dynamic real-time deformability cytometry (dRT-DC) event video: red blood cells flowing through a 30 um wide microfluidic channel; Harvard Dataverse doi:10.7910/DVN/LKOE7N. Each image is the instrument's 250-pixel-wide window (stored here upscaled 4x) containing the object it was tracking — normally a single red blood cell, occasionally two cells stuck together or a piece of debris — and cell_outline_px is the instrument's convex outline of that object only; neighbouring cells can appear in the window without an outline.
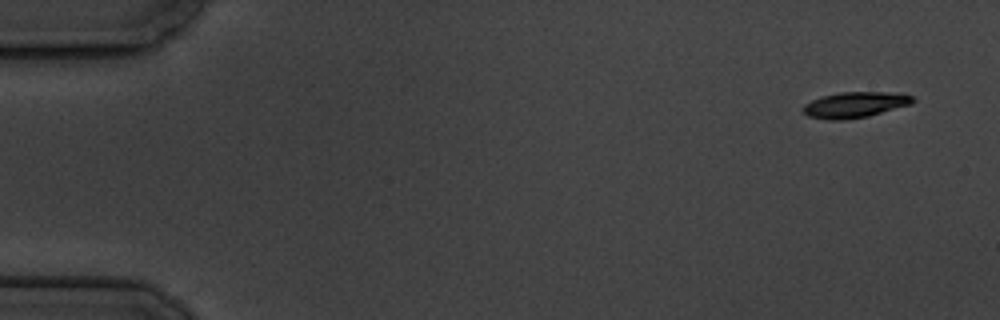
{"species": "common noctule bat (a hibernating species)", "species_latin": "Nyctalus noctula", "temperature_condition": "cold", "stored_images_in_passage": 5, "camera_frame_rate_fps": 3000, "um_per_image_px": 0.085, "animal": {"sex": "male", "body_mass_g": 19.5, "forearm_length_mm": 54.6}, "frame": {"image": 1, "passage_image": 1, "time_ms": 0.0, "image_size_px": [1000, 320], "cell_outline_px": [[916, 100], [912, 104], [868, 116], [844, 120], [828, 120], [808, 116], [804, 112], [804, 104], [820, 96], [840, 92], [900, 92], [912, 96]], "centroid_in_image_um": [72.7, 8.89], "position_along_channel_um": 12.3, "area_um2": 16.59}}
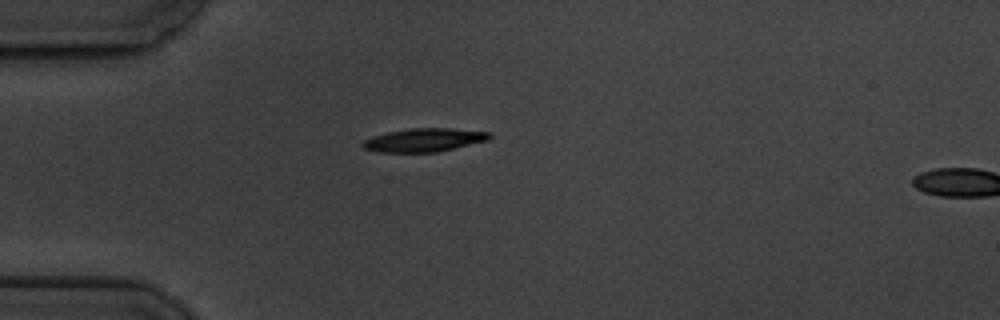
{"frame": {"image": 2, "passage_image": 4, "time_ms": 4.333, "image_size_px": [1000, 320], "cell_outline_px": [[492, 136], [488, 140], [436, 152], [380, 152], [364, 148], [360, 144], [364, 140], [372, 136], [388, 132], [408, 128], [452, 128], [492, 132]], "centroid_in_image_um": [36.05, 11.89], "position_along_channel_um": 48.9, "area_um2": 17.28}}